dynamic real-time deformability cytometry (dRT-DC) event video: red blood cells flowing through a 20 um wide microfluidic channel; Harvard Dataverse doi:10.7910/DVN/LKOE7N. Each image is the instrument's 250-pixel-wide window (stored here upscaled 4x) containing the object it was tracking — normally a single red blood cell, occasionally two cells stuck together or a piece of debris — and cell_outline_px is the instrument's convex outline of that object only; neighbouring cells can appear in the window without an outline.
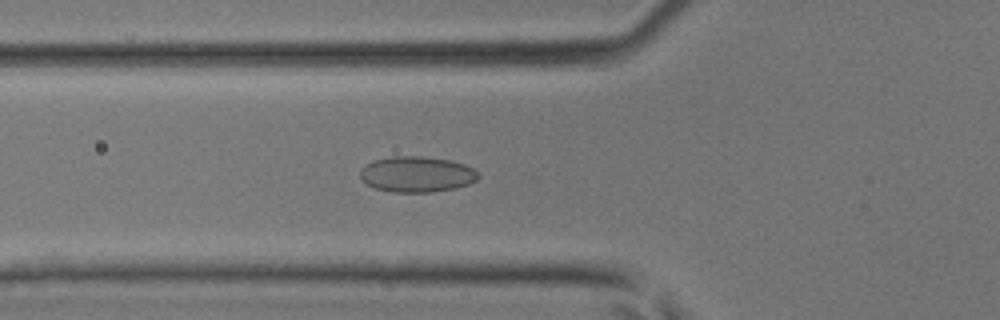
{"species": "common noctule bat (a hibernating species)", "species_latin": "Nyctalus noctula", "temperature_condition": "room temperature", "stored_images_in_passage": 33, "camera_frame_rate_fps": 3000, "um_per_image_px": 0.085, "animal": {"sex": "male", "body_mass_g": 17.9, "forearm_length_mm": 54.2}, "frame": {"image": 1, "passage_image": 16, "time_ms": 5.0, "image_size_px": [1000, 320], "cell_outline_px": [[480, 176], [476, 180], [468, 184], [456, 188], [432, 192], [392, 192], [376, 188], [368, 184], [360, 176], [360, 168], [364, 164], [372, 160], [392, 156], [420, 156], [448, 160], [464, 164], [472, 168]], "centroid_in_image_um": [35.4, 14.81], "position_along_channel_um": 90.4, "area_um2": 24.57}}
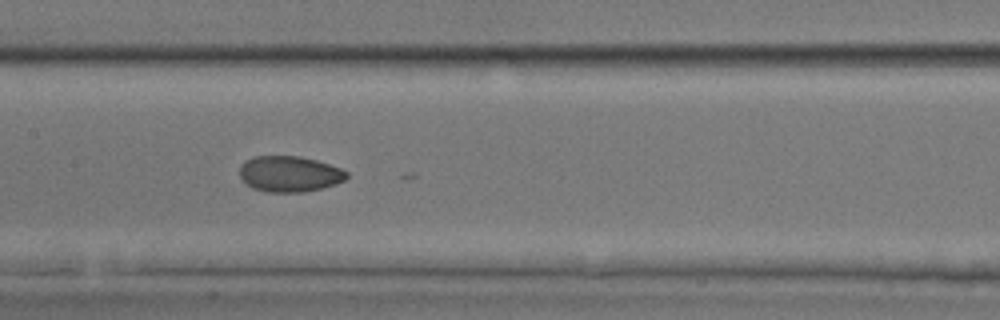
{"frame": {"image": 2, "passage_image": 22, "time_ms": 7.0, "image_size_px": [1000, 320], "cell_outline_px": [[348, 176], [344, 180], [320, 188], [304, 192], [268, 192], [252, 188], [240, 176], [240, 164], [256, 156], [300, 156], [316, 160], [340, 168], [348, 172]], "centroid_in_image_um": [24.6, 14.78], "position_along_channel_um": 182.8, "area_um2": 22.08}}
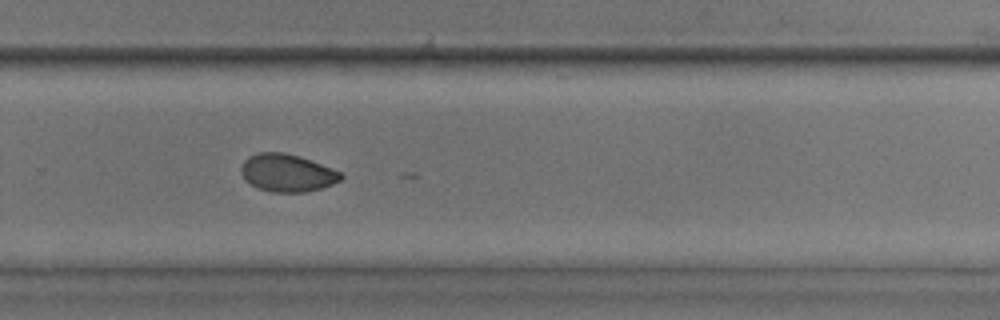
{"frame": {"image": 3, "passage_image": 30, "time_ms": 9.667, "image_size_px": [1000, 320], "cell_outline_px": [[344, 176], [340, 180], [332, 184], [320, 188], [304, 192], [272, 192], [260, 188], [252, 184], [240, 172], [240, 168], [244, 160], [248, 156], [256, 152], [284, 152], [300, 156], [340, 172]], "centroid_in_image_um": [24.39, 14.68], "position_along_channel_um": 305.4, "area_um2": 21.62}}